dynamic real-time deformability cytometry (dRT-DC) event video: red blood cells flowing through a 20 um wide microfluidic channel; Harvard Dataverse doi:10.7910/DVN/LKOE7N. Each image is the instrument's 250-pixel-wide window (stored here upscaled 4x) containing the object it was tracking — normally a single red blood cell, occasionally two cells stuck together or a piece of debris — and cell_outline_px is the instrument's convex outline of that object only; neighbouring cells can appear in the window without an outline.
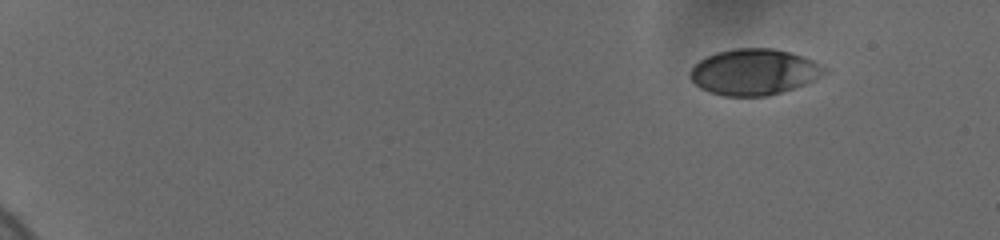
{"species": "human", "species_latin": "Homo sapiens", "temperature_condition": "cold", "stored_images_in_passage": 10, "camera_frame_rate_fps": 3000, "um_per_image_px": 0.085, "donor": {"sex": "female"}, "frame": {"image": 1, "passage_image": 1, "time_ms": 0.0, "image_size_px": [1000, 240], "cell_outline_px": [[828, 72], [816, 80], [768, 96], [724, 96], [708, 92], [700, 88], [688, 76], [688, 72], [700, 60], [716, 52], [736, 48], [772, 48], [788, 52], [812, 60], [828, 68]], "centroid_in_image_um": [64.09, 6.12], "position_along_channel_um": 20.9, "area_um2": 36.01}}
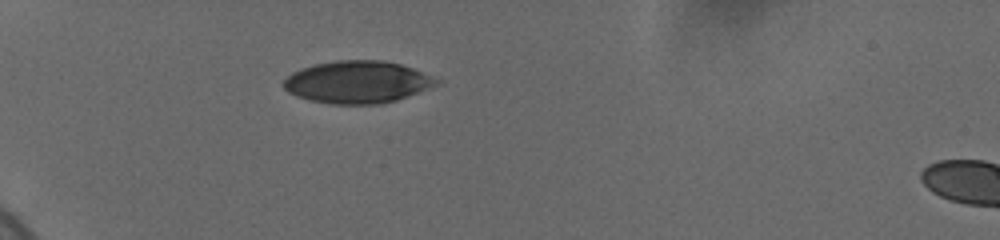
{"frame": {"image": 2, "passage_image": 7, "time_ms": 4.333, "image_size_px": [1000, 240], "cell_outline_px": [[440, 80], [436, 84], [396, 100], [380, 104], [332, 104], [308, 100], [296, 96], [288, 92], [280, 84], [292, 72], [300, 68], [316, 64], [336, 60], [384, 60], [400, 64], [412, 68]], "centroid_in_image_um": [30.3, 6.97], "position_along_channel_um": 54.7, "area_um2": 37.45}}
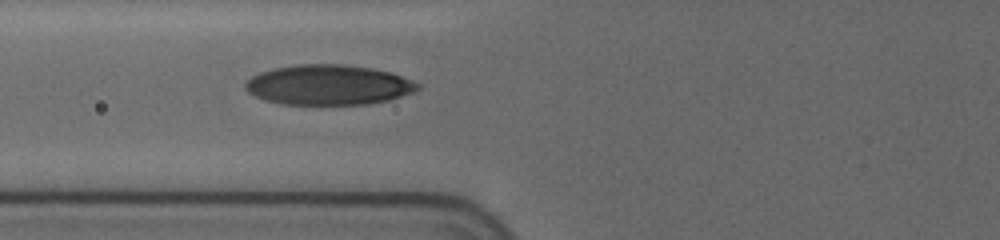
{"frame": {"image": 3, "passage_image": 10, "time_ms": 6.333, "image_size_px": [1000, 240], "cell_outline_px": [[420, 88], [412, 92], [388, 100], [368, 104], [284, 104], [264, 100], [248, 92], [244, 88], [244, 84], [252, 76], [260, 72], [272, 68], [296, 64], [344, 64], [372, 68], [392, 72], [412, 80], [420, 84]], "centroid_in_image_um": [27.91, 7.2], "position_along_channel_um": 97.9, "area_um2": 40.34}}